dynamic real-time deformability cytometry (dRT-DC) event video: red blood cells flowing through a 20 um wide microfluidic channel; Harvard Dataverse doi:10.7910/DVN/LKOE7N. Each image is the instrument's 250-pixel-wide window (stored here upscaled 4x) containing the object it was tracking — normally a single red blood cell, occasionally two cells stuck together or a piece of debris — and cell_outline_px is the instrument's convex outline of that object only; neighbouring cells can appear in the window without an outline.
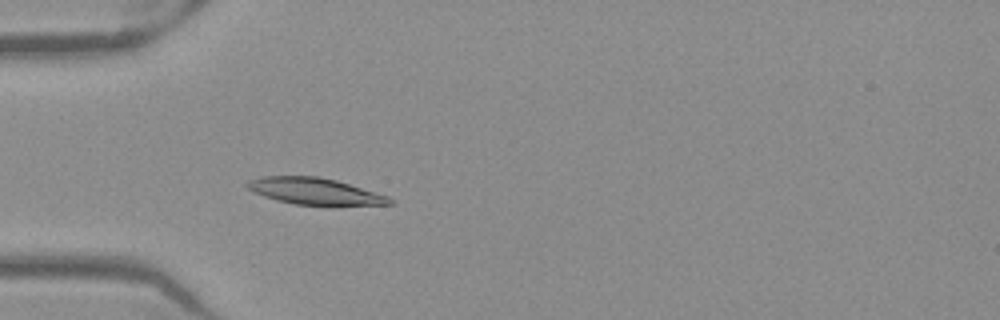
{"species": "Egyptian fruit bat (a non-hibernating species)", "species_latin": "Rousettus aegyptiacus", "temperature_condition": "warm", "stored_images_in_passage": 52, "camera_frame_rate_fps": 3000, "um_per_image_px": 0.085, "frame": {"image": 1, "passage_image": 16, "time_ms": 5.0, "image_size_px": [1000, 320], "cell_outline_px": [[396, 204], [336, 208], [328, 208], [296, 204], [276, 200], [264, 196], [248, 188], [244, 184], [248, 180], [260, 176], [316, 176], [336, 180], [388, 196]], "centroid_in_image_um": [26.85, 16.31], "position_along_channel_um": 58.2, "area_um2": 23.06}}
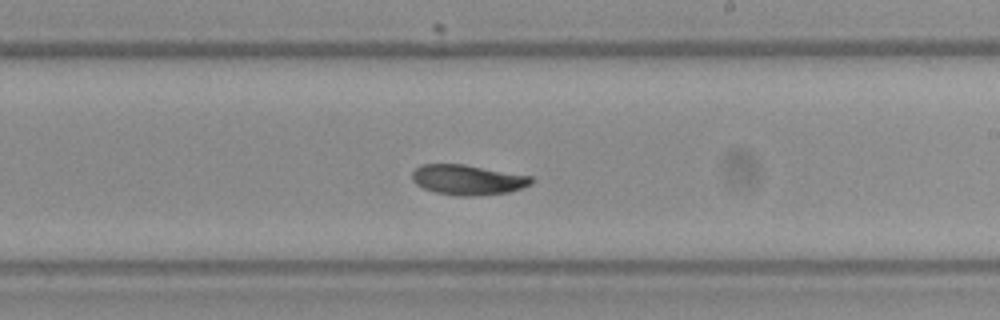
{"frame": {"image": 2, "passage_image": 31, "time_ms": 10.0, "image_size_px": [1000, 320], "cell_outline_px": [[536, 180], [532, 184], [508, 192], [476, 196], [456, 196], [436, 192], [424, 188], [416, 184], [412, 180], [412, 172], [420, 164], [464, 164], [532, 176]], "centroid_in_image_um": [39.77, 15.28], "position_along_channel_um": 249.2, "area_um2": 21.04}}
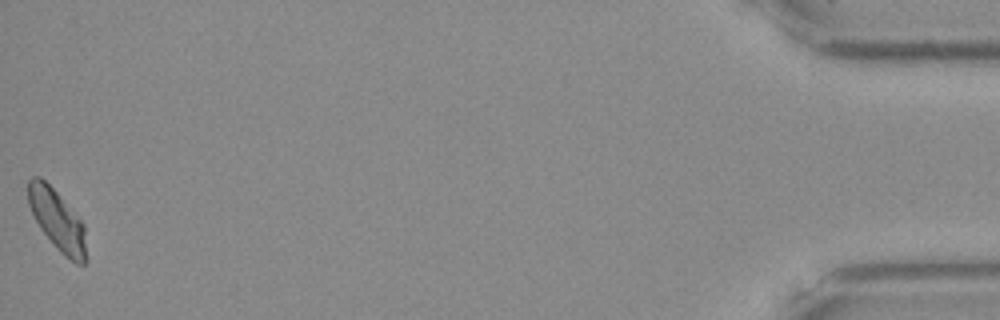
{"frame": {"image": 3, "passage_image": 52, "time_ms": 17.0, "image_size_px": [1000, 320], "cell_outline_px": [[84, 264], [76, 264], [64, 256], [60, 252], [40, 228], [28, 204], [28, 180], [32, 176], [40, 176], [56, 192], [84, 224]], "centroid_in_image_um": [4.82, 18.69], "position_along_channel_um": 430.4, "area_um2": 19.88}, "authors_computed_cell_mechanics": {"area_um2": 21.2415, "velocity_mm_per_s": 3.938, "shape_relaxation_time_tau1_ms": 7.0493, "shape_relaxation_time_tau2_ms": 5.8326, "deformation_change_tau1": 0.1541, "deformation_change_tau2": 0.0818}}